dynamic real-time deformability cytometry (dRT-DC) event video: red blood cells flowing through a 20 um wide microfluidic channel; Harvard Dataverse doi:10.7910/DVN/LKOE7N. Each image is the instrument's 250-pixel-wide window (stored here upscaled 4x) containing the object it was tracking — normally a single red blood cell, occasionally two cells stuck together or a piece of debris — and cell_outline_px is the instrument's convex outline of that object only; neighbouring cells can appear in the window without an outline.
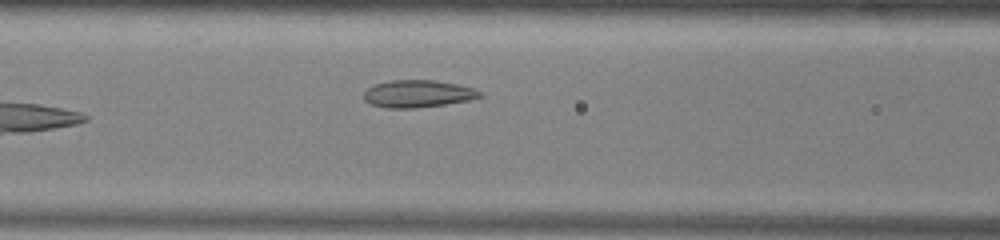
{"species": "common noctule bat (a hibernating species)", "species_latin": "Nyctalus noctula", "temperature_condition": "warm", "stored_images_in_passage": 32, "camera_frame_rate_fps": 3000, "um_per_image_px": 0.085, "animal": {"sex": "male", "body_mass_g": 13.0, "forearm_length_mm": 53.1}, "frame": {"image": 1, "passage_image": 5, "time_ms": 1.333, "image_size_px": [1000, 240], "cell_outline_px": [[484, 96], [468, 100], [444, 104], [416, 108], [388, 108], [372, 104], [364, 100], [364, 92], [368, 88], [376, 84], [392, 80], [436, 80], [456, 84], [472, 88], [484, 92]], "centroid_in_image_um": [35.54, 7.97], "position_along_channel_um": 131.1, "area_um2": 18.38}}
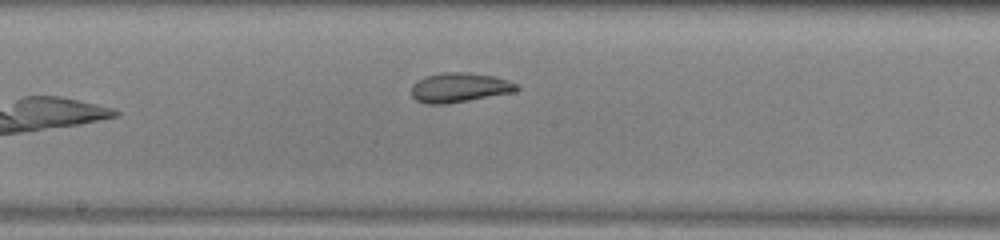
{"frame": {"image": 2, "passage_image": 11, "time_ms": 3.333, "image_size_px": [1000, 240], "cell_outline_px": [[520, 88], [516, 92], [444, 104], [428, 104], [416, 100], [412, 96], [412, 84], [416, 80], [424, 76], [444, 72], [468, 72], [492, 76], [508, 80], [516, 84]], "centroid_in_image_um": [39.04, 7.43], "position_along_channel_um": 209.2, "area_um2": 18.15}}
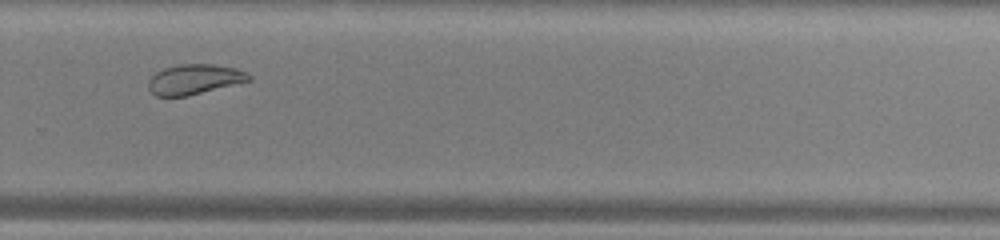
{"frame": {"image": 3, "passage_image": 19, "time_ms": 6.0, "image_size_px": [1000, 240], "cell_outline_px": [[252, 80], [188, 96], [156, 96], [148, 88], [148, 80], [156, 72], [164, 68], [176, 64], [216, 64], [236, 68], [252, 76]], "centroid_in_image_um": [16.52, 6.73], "position_along_channel_um": 313.3, "area_um2": 17.69}}